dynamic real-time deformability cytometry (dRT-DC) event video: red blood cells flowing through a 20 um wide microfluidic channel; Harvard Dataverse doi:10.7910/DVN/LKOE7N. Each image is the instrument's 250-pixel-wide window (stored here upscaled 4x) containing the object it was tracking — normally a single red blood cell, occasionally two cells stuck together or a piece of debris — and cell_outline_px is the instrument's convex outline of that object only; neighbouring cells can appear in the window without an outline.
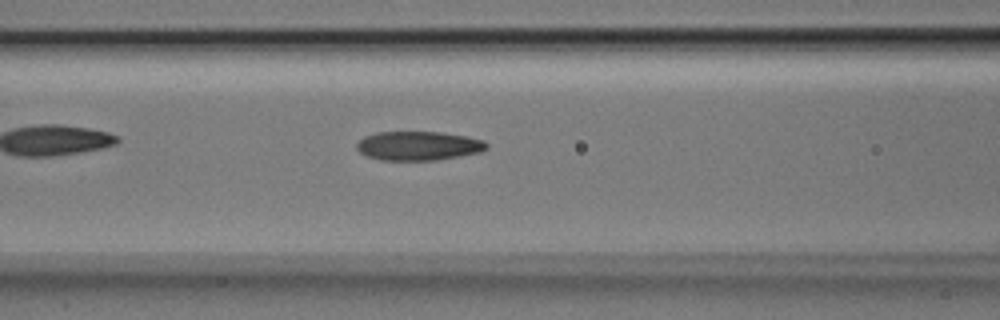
{"species": "Egyptian fruit bat (a non-hibernating species)", "species_latin": "Rousettus aegyptiacus", "temperature_condition": "room temperature", "stored_images_in_passage": 32, "camera_frame_rate_fps": 3000, "um_per_image_px": 0.085, "animal": {"sex": "male"}, "frame": {"image": 1, "passage_image": 8, "time_ms": 2.333, "image_size_px": [1000, 320], "cell_outline_px": [[488, 148], [480, 152], [436, 160], [380, 160], [368, 156], [360, 152], [356, 148], [356, 144], [364, 136], [376, 132], [440, 132], [468, 136], [484, 140], [488, 144]], "centroid_in_image_um": [35.57, 12.39], "position_along_channel_um": 131.0, "area_um2": 22.02}}
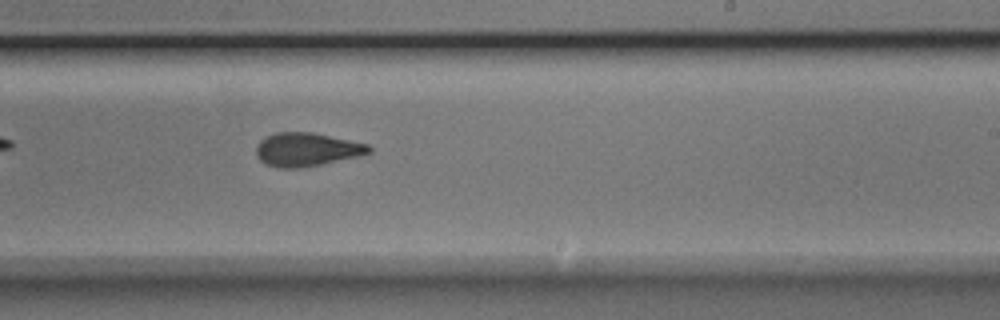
{"frame": {"image": 2, "passage_image": 18, "time_ms": 5.667, "image_size_px": [1000, 320], "cell_outline_px": [[372, 152], [356, 156], [320, 164], [296, 168], [280, 168], [264, 164], [256, 156], [256, 144], [260, 140], [276, 132], [312, 132], [368, 144], [372, 148]], "centroid_in_image_um": [26.02, 12.7], "position_along_channel_um": 263.0, "area_um2": 21.85}}
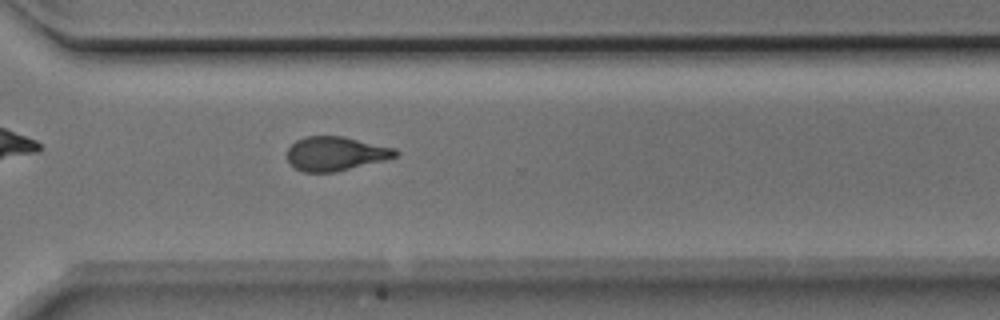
{"frame": {"image": 3, "passage_image": 24, "time_ms": 7.667, "image_size_px": [1000, 320], "cell_outline_px": [[400, 152], [396, 156], [384, 160], [336, 172], [304, 172], [288, 164], [288, 148], [296, 140], [304, 136], [344, 136], [396, 148]], "centroid_in_image_um": [28.53, 13.05], "position_along_channel_um": 342.1, "area_um2": 21.62}, "authors_computed_cell_mechanics": {"area_um2": 21.9351, "velocity_mm_per_s": 3.9691, "shape_relaxation_time_tau1_ms": 7.5235, "shape_relaxation_time_tau2_ms": 1.9576, "deformation_change_tau1": 0.2216, "deformation_change_tau2": 0.0909}}